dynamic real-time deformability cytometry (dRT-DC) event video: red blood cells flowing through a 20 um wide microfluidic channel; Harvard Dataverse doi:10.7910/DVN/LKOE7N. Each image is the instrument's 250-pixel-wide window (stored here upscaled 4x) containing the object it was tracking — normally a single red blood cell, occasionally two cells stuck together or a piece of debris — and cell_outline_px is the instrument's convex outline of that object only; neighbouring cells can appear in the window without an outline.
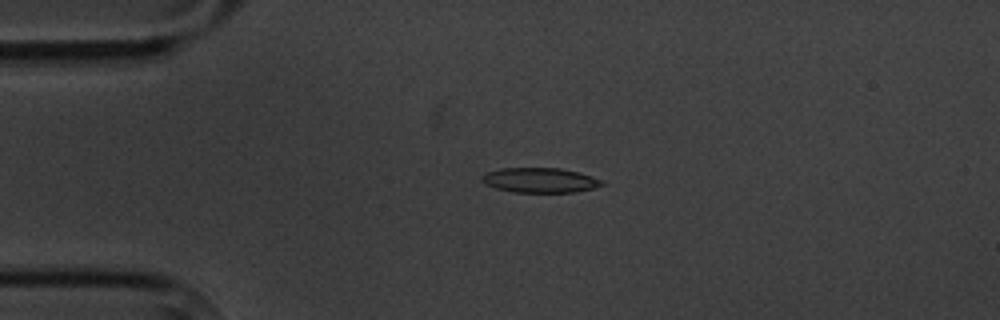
{"species": "common noctule bat (a hibernating species)", "species_latin": "Nyctalus noctula", "temperature_condition": "cold", "stored_images_in_passage": 4, "camera_frame_rate_fps": 3000, "um_per_image_px": 0.085, "animal": {"sex": "male", "body_mass_g": 20.1, "forearm_length_mm": 53.5}, "frame": {"image": 1, "passage_image": 3, "time_ms": 2.333, "image_size_px": [1000, 320], "cell_outline_px": [[604, 184], [592, 188], [576, 192], [512, 192], [496, 188], [484, 184], [480, 180], [480, 176], [484, 172], [500, 168], [560, 168], [580, 172], [604, 180]], "centroid_in_image_um": [45.86, 15.31], "position_along_channel_um": 39.1, "area_um2": 17.63}}